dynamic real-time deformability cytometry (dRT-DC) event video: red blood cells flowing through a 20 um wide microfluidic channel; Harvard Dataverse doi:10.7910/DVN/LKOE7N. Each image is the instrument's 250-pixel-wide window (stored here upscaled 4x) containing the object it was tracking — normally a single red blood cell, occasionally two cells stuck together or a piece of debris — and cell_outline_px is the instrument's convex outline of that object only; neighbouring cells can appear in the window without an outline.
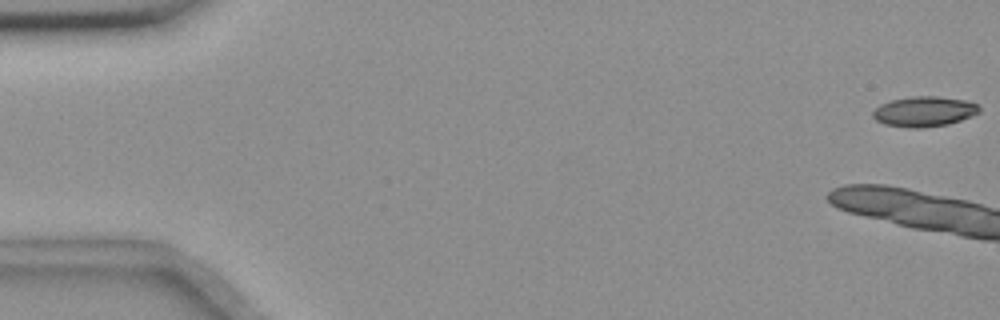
{"species": "common noctule bat (a hibernating species)", "species_latin": "Nyctalus noctula", "temperature_condition": "room temperature", "stored_images_in_passage": 9, "camera_frame_rate_fps": 3000, "um_per_image_px": 0.085, "animal": {"sex": "female", "body_mass_g": 18.4}, "frame": {"image": 1, "passage_image": 1, "time_ms": 0.0, "image_size_px": [1000, 320], "cell_outline_px": [[980, 112], [972, 116], [948, 124], [924, 128], [908, 128], [884, 124], [876, 120], [872, 116], [872, 112], [880, 104], [892, 100], [912, 96], [936, 96], [964, 100], [980, 104]], "centroid_in_image_um": [78.56, 9.48], "position_along_channel_um": 6.4, "area_um2": 18.84}}